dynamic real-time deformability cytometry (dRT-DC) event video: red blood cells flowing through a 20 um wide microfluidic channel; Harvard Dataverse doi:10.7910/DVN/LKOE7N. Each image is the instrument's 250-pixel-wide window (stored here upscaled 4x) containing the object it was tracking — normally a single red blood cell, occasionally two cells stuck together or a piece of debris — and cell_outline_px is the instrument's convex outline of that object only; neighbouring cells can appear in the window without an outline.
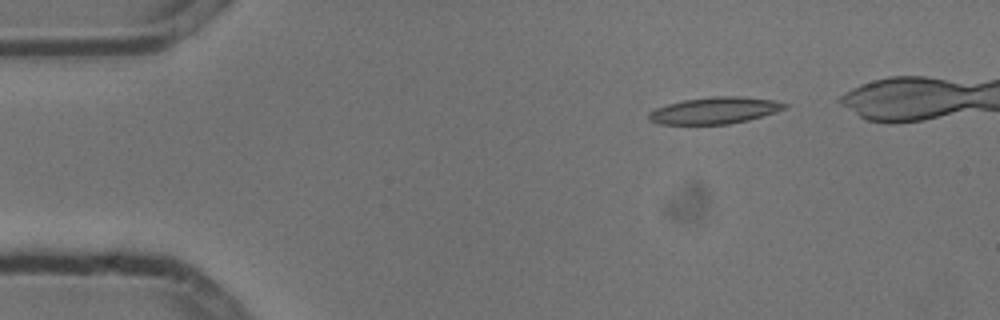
{"species": "common noctule bat (a hibernating species)", "species_latin": "Nyctalus noctula", "temperature_condition": "cold", "stored_images_in_passage": 6, "camera_frame_rate_fps": 3000, "um_per_image_px": 0.085, "animal": {"sex": "male", "body_mass_g": 13.3}, "frame": {"image": 1, "passage_image": 2, "time_ms": 0.333, "image_size_px": [1000, 320], "cell_outline_px": [[788, 104], [784, 108], [776, 112], [748, 120], [728, 124], [660, 124], [648, 120], [648, 112], [656, 108], [668, 104], [684, 100], [712, 96], [740, 96], [772, 100]], "centroid_in_image_um": [60.72, 9.39], "position_along_channel_um": 24.3, "area_um2": 20.98}}